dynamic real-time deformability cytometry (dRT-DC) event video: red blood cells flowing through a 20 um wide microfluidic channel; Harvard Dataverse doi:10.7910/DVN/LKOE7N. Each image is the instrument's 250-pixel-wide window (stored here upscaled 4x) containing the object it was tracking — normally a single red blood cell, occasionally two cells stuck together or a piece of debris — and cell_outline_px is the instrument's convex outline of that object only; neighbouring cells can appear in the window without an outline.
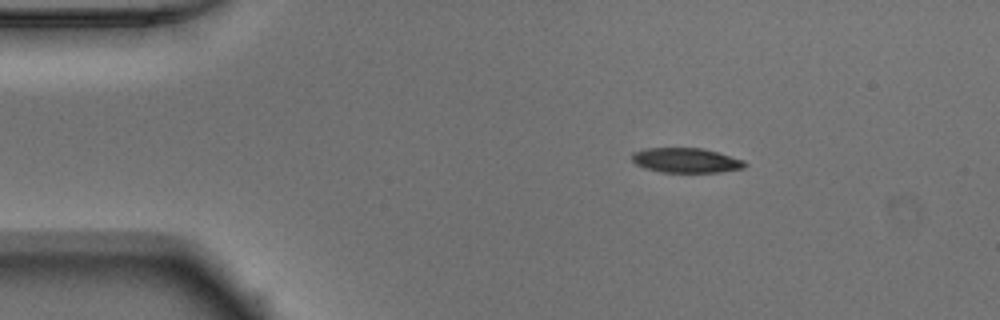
{"species": "Egyptian fruit bat (a non-hibernating species)", "species_latin": "Rousettus aegyptiacus", "temperature_condition": "warm", "stored_images_in_passage": 44, "camera_frame_rate_fps": 3000, "um_per_image_px": 0.085, "animal": {"sex": "male"}, "frame": {"image": 1, "passage_image": 1, "time_ms": 0.0, "image_size_px": [1000, 320], "cell_outline_px": [[748, 164], [744, 168], [720, 172], [660, 172], [644, 168], [636, 164], [632, 160], [632, 152], [644, 148], [704, 148], [744, 160]], "centroid_in_image_um": [58.31, 13.63], "position_along_channel_um": 26.7, "area_um2": 16.42}}
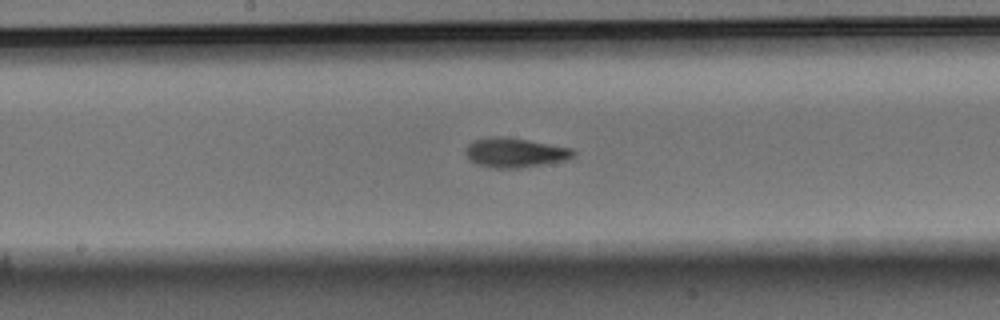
{"frame": {"image": 2, "passage_image": 19, "time_ms": 6.0, "image_size_px": [1000, 320], "cell_outline_px": [[576, 156], [568, 160], [520, 168], [492, 168], [476, 164], [468, 160], [464, 152], [464, 148], [468, 144], [476, 140], [488, 136], [496, 136], [528, 140], [572, 148], [576, 152]], "centroid_in_image_um": [43.76, 12.98], "position_along_channel_um": 204.4, "area_um2": 18.79}}
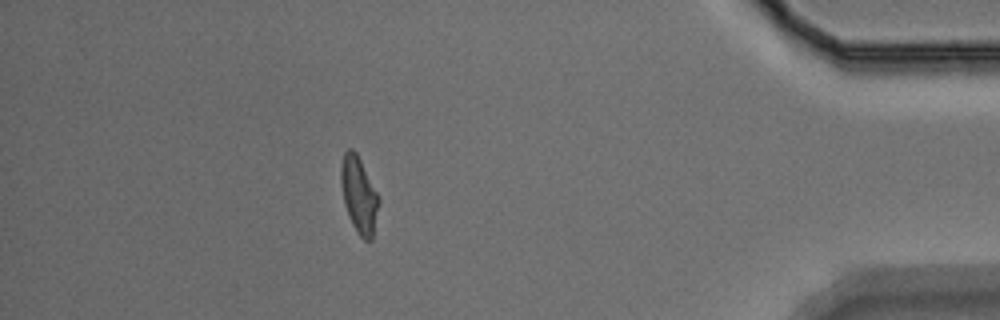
{"frame": {"image": 3, "passage_image": 38, "time_ms": 12.333, "image_size_px": [1000, 320], "cell_outline_px": [[380, 204], [372, 240], [364, 240], [356, 232], [348, 216], [344, 204], [340, 180], [340, 164], [344, 152], [348, 148], [352, 148], [356, 152], [380, 196]], "centroid_in_image_um": [30.52, 16.56], "position_along_channel_um": 404.7, "area_um2": 17.22}, "authors_computed_cell_mechanics": {"area_um2": 17.6868, "velocity_mm_per_s": 3.9223, "shape_relaxation_time_tau1_ms": 5.9965, "shape_relaxation_time_tau2_ms": 2.5219, "deformation_change_tau1": 0.213, "deformation_change_tau2": 0.0978}}